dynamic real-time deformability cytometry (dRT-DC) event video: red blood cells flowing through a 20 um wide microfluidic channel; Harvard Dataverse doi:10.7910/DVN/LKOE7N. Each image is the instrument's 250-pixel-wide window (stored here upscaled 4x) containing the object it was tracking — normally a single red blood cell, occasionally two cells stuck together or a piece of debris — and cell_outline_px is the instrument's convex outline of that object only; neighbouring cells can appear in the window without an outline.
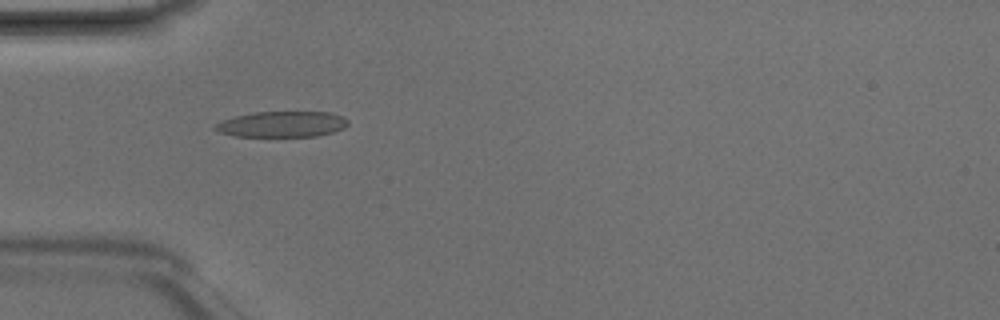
{"species": "Egyptian fruit bat (a non-hibernating species)", "species_latin": "Rousettus aegyptiacus", "temperature_condition": "room temperature", "stored_images_in_passage": 4, "camera_frame_rate_fps": 3000, "um_per_image_px": 0.085, "animal": {"sex": "male"}, "frame": {"image": 1, "passage_image": 4, "time_ms": 1.0, "image_size_px": [1000, 320], "cell_outline_px": [[348, 124], [344, 128], [332, 132], [316, 136], [236, 136], [220, 132], [212, 128], [216, 124], [224, 120], [236, 116], [252, 112], [332, 112], [344, 116], [348, 120]], "centroid_in_image_um": [24.01, 10.55], "position_along_channel_um": 61.0, "area_um2": 19.88}}